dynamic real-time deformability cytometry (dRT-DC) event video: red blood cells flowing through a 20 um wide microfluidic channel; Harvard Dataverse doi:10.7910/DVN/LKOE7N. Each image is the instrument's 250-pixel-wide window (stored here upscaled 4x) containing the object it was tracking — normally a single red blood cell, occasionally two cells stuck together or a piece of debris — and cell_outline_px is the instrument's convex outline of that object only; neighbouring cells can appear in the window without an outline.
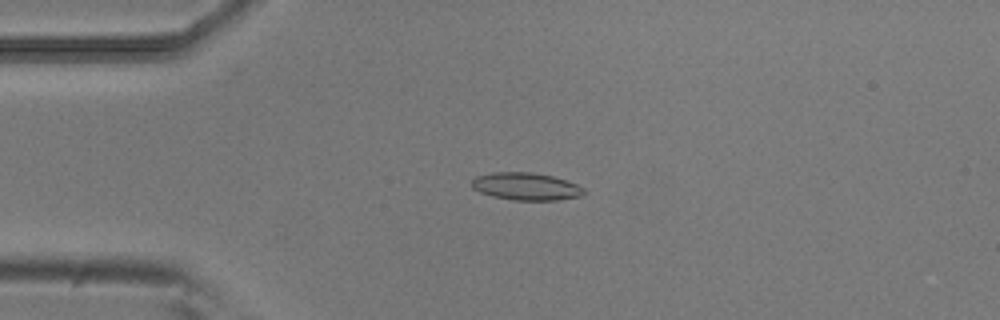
{"species": "common noctule bat (a hibernating species)", "species_latin": "Nyctalus noctula", "temperature_condition": "room temperature", "stored_images_in_passage": 38, "camera_frame_rate_fps": 3000, "um_per_image_px": 0.085, "animal": {"sex": "male", "body_mass_g": 20.5, "forearm_length_mm": 52.5}, "frame": {"image": 1, "passage_image": 3, "time_ms": 0.667, "image_size_px": [1000, 320], "cell_outline_px": [[588, 192], [580, 196], [556, 200], [512, 200], [492, 196], [480, 192], [472, 188], [472, 180], [476, 176], [492, 172], [532, 172], [552, 176], [576, 184], [584, 188]], "centroid_in_image_um": [44.71, 15.85], "position_along_channel_um": 40.3, "area_um2": 17.98}}
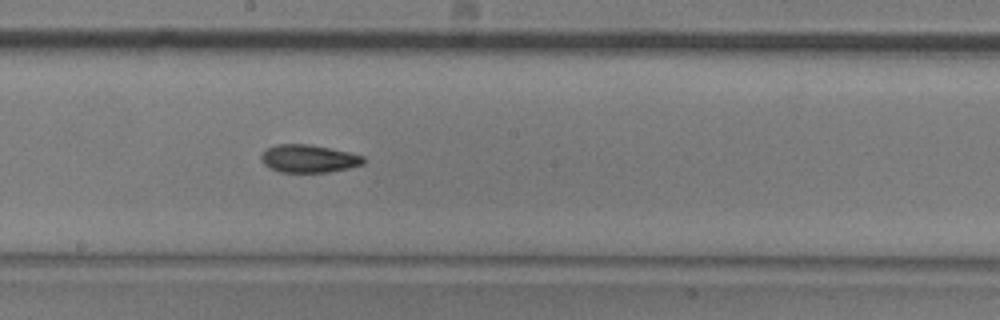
{"frame": {"image": 2, "passage_image": 19, "time_ms": 6.0, "image_size_px": [1000, 320], "cell_outline_px": [[364, 164], [348, 168], [328, 172], [280, 172], [264, 164], [260, 160], [260, 156], [268, 148], [276, 144], [308, 144], [348, 152], [364, 156]], "centroid_in_image_um": [26.23, 13.48], "position_along_channel_um": 222.0, "area_um2": 16.42}}
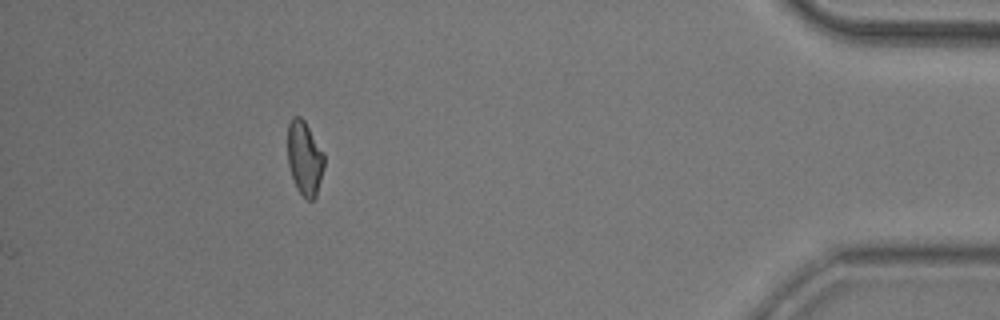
{"frame": {"image": 3, "passage_image": 38, "time_ms": 12.333, "image_size_px": [1000, 320], "cell_outline_px": [[324, 168], [316, 196], [312, 200], [308, 200], [296, 188], [288, 164], [288, 124], [292, 116], [300, 116], [304, 120], [324, 152]], "centroid_in_image_um": [25.89, 13.42], "position_along_channel_um": 409.3, "area_um2": 15.78}, "authors_computed_cell_mechanics": {"area_um2": 16.5308, "velocity_mm_per_s": 3.8432, "shape_relaxation_time_tau1_ms": null, "shape_relaxation_time_tau2_ms": 5.3717, "deformation_change_tau1": null, "deformation_change_tau2": 0.1241}}